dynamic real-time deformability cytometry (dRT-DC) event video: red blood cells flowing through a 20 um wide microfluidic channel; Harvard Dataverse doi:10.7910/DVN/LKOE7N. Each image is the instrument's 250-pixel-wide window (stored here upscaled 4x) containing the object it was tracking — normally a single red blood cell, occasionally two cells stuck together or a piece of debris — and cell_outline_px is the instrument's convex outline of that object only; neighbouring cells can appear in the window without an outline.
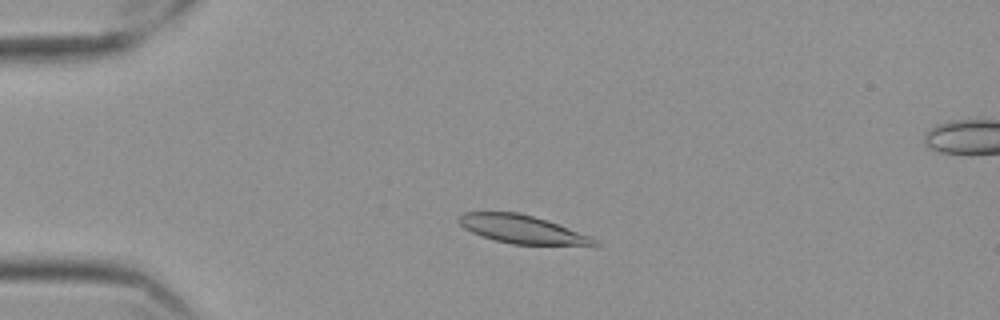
{"species": "Egyptian fruit bat (a non-hibernating species)", "species_latin": "Rousettus aegyptiacus", "temperature_condition": "cold", "stored_images_in_passage": 50, "camera_frame_rate_fps": 3000, "um_per_image_px": 0.085, "frame": {"image": 1, "passage_image": 6, "time_ms": 1.667, "image_size_px": [1000, 320], "cell_outline_px": [[600, 244], [596, 248], [512, 244], [496, 240], [472, 232], [464, 228], [456, 220], [464, 212], [520, 212], [568, 228], [588, 236], [596, 240]], "centroid_in_image_um": [44.49, 19.54], "position_along_channel_um": 40.5, "area_um2": 22.72}}
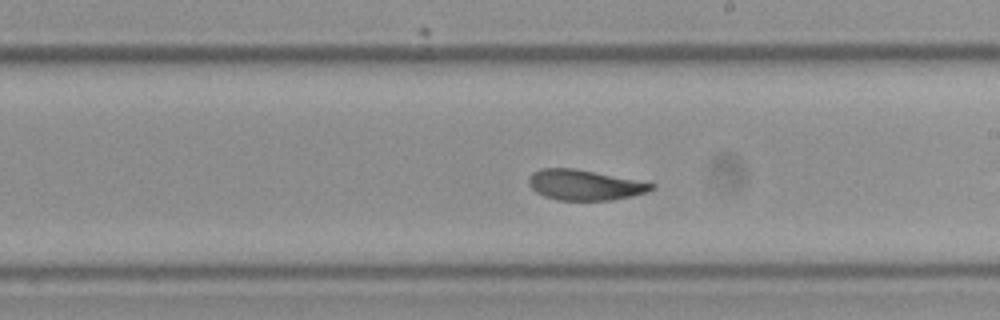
{"frame": {"image": 2, "passage_image": 26, "time_ms": 8.333, "image_size_px": [1000, 320], "cell_outline_px": [[656, 188], [648, 192], [632, 196], [612, 200], [556, 200], [544, 196], [536, 192], [528, 184], [528, 180], [532, 172], [544, 168], [572, 168], [656, 184]], "centroid_in_image_um": [49.68, 15.73], "position_along_channel_um": 239.3, "area_um2": 21.56}}
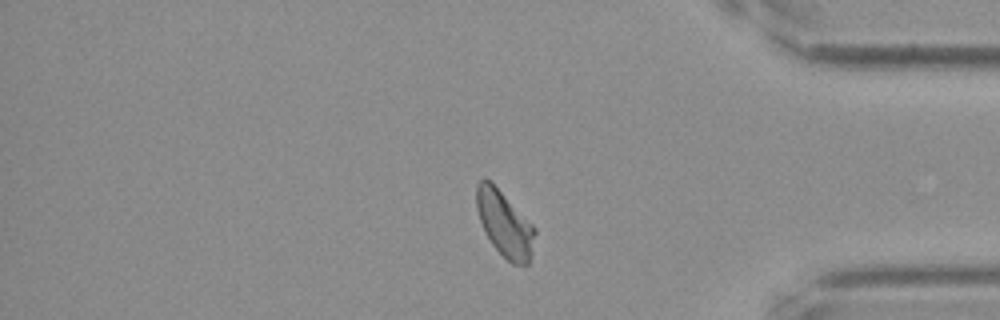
{"frame": {"image": 3, "passage_image": 41, "time_ms": 13.333, "image_size_px": [1000, 320], "cell_outline_px": [[536, 232], [532, 252], [528, 264], [512, 264], [492, 244], [484, 232], [476, 208], [476, 184], [484, 176], [536, 228]], "centroid_in_image_um": [42.88, 19.04], "position_along_channel_um": 392.3, "area_um2": 21.85}, "authors_computed_cell_mechanics": {"area_um2": 22.5131, "velocity_mm_per_s": 3.4776, "shape_relaxation_time_tau1_ms": 9.3505, "shape_relaxation_time_tau2_ms": 2.11, "deformation_change_tau1": 0.1831, "deformation_change_tau2": 0.0688}}